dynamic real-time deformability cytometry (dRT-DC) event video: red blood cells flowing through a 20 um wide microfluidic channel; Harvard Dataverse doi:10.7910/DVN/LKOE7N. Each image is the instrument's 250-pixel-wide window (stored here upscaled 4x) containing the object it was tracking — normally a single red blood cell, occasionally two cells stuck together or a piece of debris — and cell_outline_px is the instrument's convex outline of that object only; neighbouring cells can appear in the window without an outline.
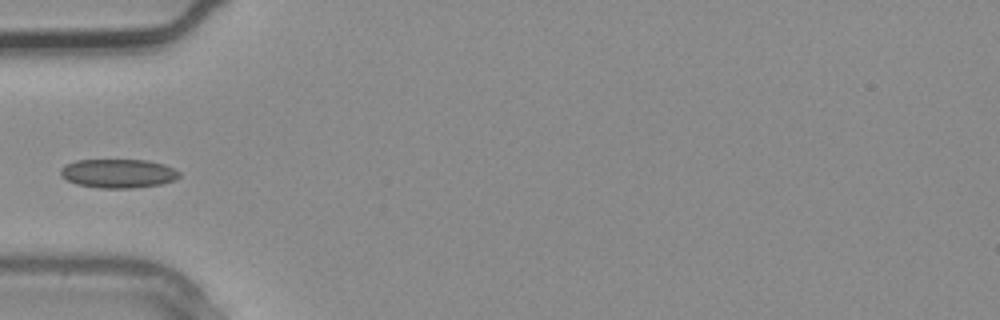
{"species": "common noctule bat (a hibernating species)", "species_latin": "Nyctalus noctula", "temperature_condition": "warm", "stored_images_in_passage": 3, "camera_frame_rate_fps": 3000, "um_per_image_px": 0.085, "animal": {"sex": "male", "body_mass_g": 20.4}, "frame": {"image": 1, "passage_image": 3, "time_ms": 0.667, "image_size_px": [1000, 320], "cell_outline_px": [[180, 176], [176, 180], [160, 184], [132, 188], [100, 188], [76, 184], [60, 176], [60, 168], [76, 160], [148, 160], [164, 164], [180, 172]], "centroid_in_image_um": [10.05, 14.74], "position_along_channel_um": 74.9, "area_um2": 20.0}}